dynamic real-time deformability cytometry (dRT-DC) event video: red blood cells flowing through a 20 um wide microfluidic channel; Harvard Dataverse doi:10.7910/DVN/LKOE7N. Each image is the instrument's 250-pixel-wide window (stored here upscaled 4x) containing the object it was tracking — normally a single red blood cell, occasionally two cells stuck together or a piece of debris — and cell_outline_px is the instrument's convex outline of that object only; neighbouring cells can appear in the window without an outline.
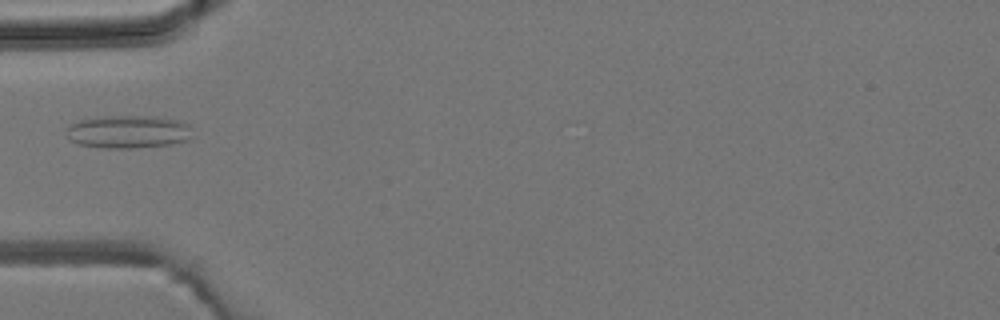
{"species": "common noctule bat (a hibernating species)", "species_latin": "Nyctalus noctula", "temperature_condition": "room temperature", "stored_images_in_passage": 6, "camera_frame_rate_fps": 3000, "um_per_image_px": 0.085, "animal": {"sex": "male", "body_mass_g": 19.2, "forearm_length_mm": 51.8}, "frame": {"image": 1, "passage_image": 5, "time_ms": 4.667, "image_size_px": [1000, 320], "cell_outline_px": [[192, 136], [188, 140], [172, 144], [132, 148], [100, 148], [80, 144], [68, 140], [64, 132], [64, 128], [80, 120], [100, 116], [156, 116], [176, 120], [192, 124]], "centroid_in_image_um": [10.89, 11.2], "position_along_channel_um": 74.1, "area_um2": 24.68}}